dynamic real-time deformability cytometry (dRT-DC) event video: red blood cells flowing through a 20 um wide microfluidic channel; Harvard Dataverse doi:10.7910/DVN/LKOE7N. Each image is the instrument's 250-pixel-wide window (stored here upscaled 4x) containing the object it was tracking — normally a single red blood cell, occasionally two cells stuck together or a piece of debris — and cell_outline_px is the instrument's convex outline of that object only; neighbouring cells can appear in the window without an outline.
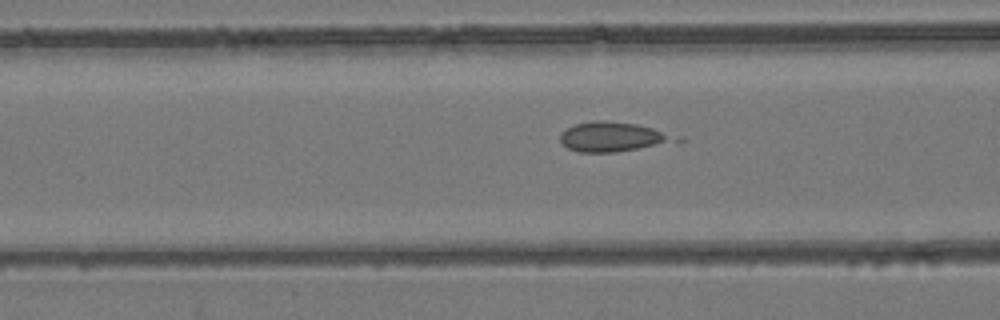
{"species": "common noctule bat (a hibernating species)", "species_latin": "Nyctalus noctula", "temperature_condition": "room temperature", "stored_images_in_passage": 35, "camera_frame_rate_fps": 3000, "um_per_image_px": 0.085, "animal": {"sex": "female", "body_mass_g": 24.6, "forearm_length_mm": 56.2}, "frame": {"image": 1, "passage_image": 13, "time_ms": 4.0, "image_size_px": [1000, 320], "cell_outline_px": [[668, 136], [664, 140], [652, 144], [636, 148], [616, 152], [580, 152], [568, 148], [560, 140], [560, 136], [568, 128], [576, 124], [596, 120], [604, 120], [636, 124], [652, 128]], "centroid_in_image_um": [51.78, 11.61], "position_along_channel_um": 114.8, "area_um2": 18.21}}
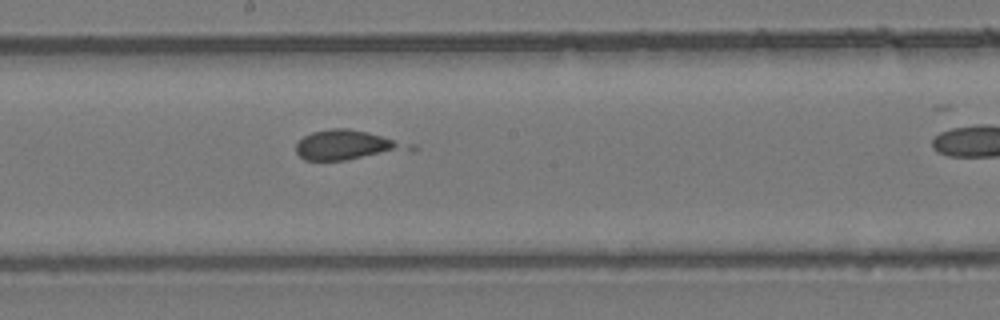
{"frame": {"image": 2, "passage_image": 21, "time_ms": 6.667, "image_size_px": [1000, 320], "cell_outline_px": [[420, 148], [412, 152], [344, 160], [304, 160], [296, 152], [296, 144], [304, 136], [312, 132], [332, 128], [348, 128], [368, 132], [416, 144]], "centroid_in_image_um": [29.68, 12.34], "position_along_channel_um": 218.5, "area_um2": 20.29}}
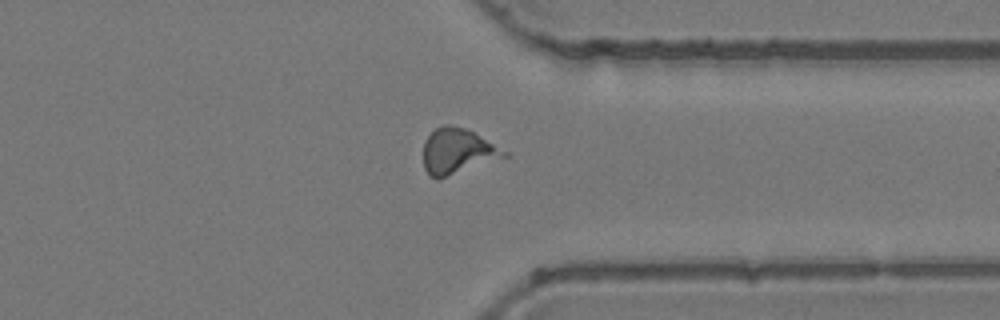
{"frame": {"image": 3, "passage_image": 33, "time_ms": 10.667, "image_size_px": [1000, 320], "cell_outline_px": [[512, 156], [436, 180], [428, 176], [424, 168], [424, 140], [436, 128], [444, 124], [448, 124], [464, 128], [512, 152]], "centroid_in_image_um": [38.95, 12.89], "position_along_channel_um": 372.4, "area_um2": 21.91}}